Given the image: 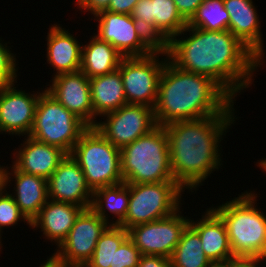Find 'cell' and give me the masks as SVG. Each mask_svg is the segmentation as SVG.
I'll return each instance as SVG.
<instances>
[{
	"label": "cell",
	"instance_id": "6da1fadb",
	"mask_svg": "<svg viewBox=\"0 0 266 267\" xmlns=\"http://www.w3.org/2000/svg\"><path fill=\"white\" fill-rule=\"evenodd\" d=\"M186 32L191 36L177 38ZM164 48L178 68L213 79L234 100L250 87L254 71L262 64L229 30L207 31L187 25Z\"/></svg>",
	"mask_w": 266,
	"mask_h": 267
},
{
	"label": "cell",
	"instance_id": "7a4b0ae2",
	"mask_svg": "<svg viewBox=\"0 0 266 267\" xmlns=\"http://www.w3.org/2000/svg\"><path fill=\"white\" fill-rule=\"evenodd\" d=\"M234 110L227 115H212L164 126L173 178L183 189L193 192L203 185L201 183L212 171L220 168L219 144L226 134L224 131L234 124Z\"/></svg>",
	"mask_w": 266,
	"mask_h": 267
},
{
	"label": "cell",
	"instance_id": "3957f363",
	"mask_svg": "<svg viewBox=\"0 0 266 267\" xmlns=\"http://www.w3.org/2000/svg\"><path fill=\"white\" fill-rule=\"evenodd\" d=\"M234 100L211 78L178 68L169 59L161 72L154 107L157 125L227 115Z\"/></svg>",
	"mask_w": 266,
	"mask_h": 267
},
{
	"label": "cell",
	"instance_id": "277c9868",
	"mask_svg": "<svg viewBox=\"0 0 266 267\" xmlns=\"http://www.w3.org/2000/svg\"><path fill=\"white\" fill-rule=\"evenodd\" d=\"M211 207L223 220L235 258H260L266 249V215L255 205L254 192H244Z\"/></svg>",
	"mask_w": 266,
	"mask_h": 267
},
{
	"label": "cell",
	"instance_id": "5b68a950",
	"mask_svg": "<svg viewBox=\"0 0 266 267\" xmlns=\"http://www.w3.org/2000/svg\"><path fill=\"white\" fill-rule=\"evenodd\" d=\"M120 153L122 178L126 184L175 182L164 126L157 125L121 148Z\"/></svg>",
	"mask_w": 266,
	"mask_h": 267
},
{
	"label": "cell",
	"instance_id": "8992f818",
	"mask_svg": "<svg viewBox=\"0 0 266 267\" xmlns=\"http://www.w3.org/2000/svg\"><path fill=\"white\" fill-rule=\"evenodd\" d=\"M70 156L82 169L92 191L124 182L120 149L94 127H89L81 135Z\"/></svg>",
	"mask_w": 266,
	"mask_h": 267
},
{
	"label": "cell",
	"instance_id": "52a82bcc",
	"mask_svg": "<svg viewBox=\"0 0 266 267\" xmlns=\"http://www.w3.org/2000/svg\"><path fill=\"white\" fill-rule=\"evenodd\" d=\"M88 128L84 121L67 110L45 89L40 93L29 136L70 155L74 145Z\"/></svg>",
	"mask_w": 266,
	"mask_h": 267
},
{
	"label": "cell",
	"instance_id": "ba28073f",
	"mask_svg": "<svg viewBox=\"0 0 266 267\" xmlns=\"http://www.w3.org/2000/svg\"><path fill=\"white\" fill-rule=\"evenodd\" d=\"M177 182L129 184V204L119 226H132L159 220L180 210L181 192Z\"/></svg>",
	"mask_w": 266,
	"mask_h": 267
},
{
	"label": "cell",
	"instance_id": "9c48e42d",
	"mask_svg": "<svg viewBox=\"0 0 266 267\" xmlns=\"http://www.w3.org/2000/svg\"><path fill=\"white\" fill-rule=\"evenodd\" d=\"M158 54H164L166 59L159 61ZM168 59L165 48L159 47L148 56L121 60L118 70L121 73L127 104L155 107L161 72Z\"/></svg>",
	"mask_w": 266,
	"mask_h": 267
},
{
	"label": "cell",
	"instance_id": "30bf717a",
	"mask_svg": "<svg viewBox=\"0 0 266 267\" xmlns=\"http://www.w3.org/2000/svg\"><path fill=\"white\" fill-rule=\"evenodd\" d=\"M94 17L99 23L96 36L110 43L124 58L148 56L159 48L131 15L103 10Z\"/></svg>",
	"mask_w": 266,
	"mask_h": 267
},
{
	"label": "cell",
	"instance_id": "8fae6325",
	"mask_svg": "<svg viewBox=\"0 0 266 267\" xmlns=\"http://www.w3.org/2000/svg\"><path fill=\"white\" fill-rule=\"evenodd\" d=\"M103 116L106 117V121H97L94 128L119 149L157 126L154 108L146 105L125 104L101 117Z\"/></svg>",
	"mask_w": 266,
	"mask_h": 267
},
{
	"label": "cell",
	"instance_id": "7c38bea8",
	"mask_svg": "<svg viewBox=\"0 0 266 267\" xmlns=\"http://www.w3.org/2000/svg\"><path fill=\"white\" fill-rule=\"evenodd\" d=\"M111 225L102 220L91 208L84 209L65 240L52 254L68 267H84L91 259L99 237Z\"/></svg>",
	"mask_w": 266,
	"mask_h": 267
},
{
	"label": "cell",
	"instance_id": "4fadbf2b",
	"mask_svg": "<svg viewBox=\"0 0 266 267\" xmlns=\"http://www.w3.org/2000/svg\"><path fill=\"white\" fill-rule=\"evenodd\" d=\"M177 210L172 215L128 229L129 238L142 255H159L170 258L190 219Z\"/></svg>",
	"mask_w": 266,
	"mask_h": 267
},
{
	"label": "cell",
	"instance_id": "5bb4252c",
	"mask_svg": "<svg viewBox=\"0 0 266 267\" xmlns=\"http://www.w3.org/2000/svg\"><path fill=\"white\" fill-rule=\"evenodd\" d=\"M14 86L12 83L0 87V133L28 136L40 92L28 94Z\"/></svg>",
	"mask_w": 266,
	"mask_h": 267
},
{
	"label": "cell",
	"instance_id": "9a60e30c",
	"mask_svg": "<svg viewBox=\"0 0 266 267\" xmlns=\"http://www.w3.org/2000/svg\"><path fill=\"white\" fill-rule=\"evenodd\" d=\"M48 199L90 208L93 191L87 185L85 176L78 163L70 156L59 163L47 179Z\"/></svg>",
	"mask_w": 266,
	"mask_h": 267
},
{
	"label": "cell",
	"instance_id": "2e32d148",
	"mask_svg": "<svg viewBox=\"0 0 266 267\" xmlns=\"http://www.w3.org/2000/svg\"><path fill=\"white\" fill-rule=\"evenodd\" d=\"M45 89L67 110L93 127V106L89 78L82 72L63 73L52 78Z\"/></svg>",
	"mask_w": 266,
	"mask_h": 267
},
{
	"label": "cell",
	"instance_id": "e0dca14e",
	"mask_svg": "<svg viewBox=\"0 0 266 267\" xmlns=\"http://www.w3.org/2000/svg\"><path fill=\"white\" fill-rule=\"evenodd\" d=\"M230 21L228 30L263 61V39L259 15L252 0H223Z\"/></svg>",
	"mask_w": 266,
	"mask_h": 267
},
{
	"label": "cell",
	"instance_id": "ac0fdd59",
	"mask_svg": "<svg viewBox=\"0 0 266 267\" xmlns=\"http://www.w3.org/2000/svg\"><path fill=\"white\" fill-rule=\"evenodd\" d=\"M21 145L22 147L13 153V165L23 173L40 176L46 180L67 155L60 148L45 144L29 135Z\"/></svg>",
	"mask_w": 266,
	"mask_h": 267
},
{
	"label": "cell",
	"instance_id": "d6986e66",
	"mask_svg": "<svg viewBox=\"0 0 266 267\" xmlns=\"http://www.w3.org/2000/svg\"><path fill=\"white\" fill-rule=\"evenodd\" d=\"M84 209L75 204L48 199L30 223V227H40L46 239L59 247Z\"/></svg>",
	"mask_w": 266,
	"mask_h": 267
},
{
	"label": "cell",
	"instance_id": "ffe728a7",
	"mask_svg": "<svg viewBox=\"0 0 266 267\" xmlns=\"http://www.w3.org/2000/svg\"><path fill=\"white\" fill-rule=\"evenodd\" d=\"M47 63L56 70L55 75L80 71L82 46L74 35L60 24L52 25L47 33Z\"/></svg>",
	"mask_w": 266,
	"mask_h": 267
},
{
	"label": "cell",
	"instance_id": "44dd1931",
	"mask_svg": "<svg viewBox=\"0 0 266 267\" xmlns=\"http://www.w3.org/2000/svg\"><path fill=\"white\" fill-rule=\"evenodd\" d=\"M203 215L198 222L190 219L189 225L199 234L205 255L211 262L235 259L221 217L212 208Z\"/></svg>",
	"mask_w": 266,
	"mask_h": 267
},
{
	"label": "cell",
	"instance_id": "7402d4cb",
	"mask_svg": "<svg viewBox=\"0 0 266 267\" xmlns=\"http://www.w3.org/2000/svg\"><path fill=\"white\" fill-rule=\"evenodd\" d=\"M11 168V172L8 173V184H11V175L15 179V192L11 196L20 212L31 223L48 201L47 180L40 176L23 173L14 165Z\"/></svg>",
	"mask_w": 266,
	"mask_h": 267
},
{
	"label": "cell",
	"instance_id": "603a6c76",
	"mask_svg": "<svg viewBox=\"0 0 266 267\" xmlns=\"http://www.w3.org/2000/svg\"><path fill=\"white\" fill-rule=\"evenodd\" d=\"M93 106V127L96 116L115 111L127 104L121 73L117 69L112 73L89 78Z\"/></svg>",
	"mask_w": 266,
	"mask_h": 267
},
{
	"label": "cell",
	"instance_id": "cb8c5ba5",
	"mask_svg": "<svg viewBox=\"0 0 266 267\" xmlns=\"http://www.w3.org/2000/svg\"><path fill=\"white\" fill-rule=\"evenodd\" d=\"M124 57L108 42L94 36L85 46L82 45L81 67L88 78L109 74L119 68Z\"/></svg>",
	"mask_w": 266,
	"mask_h": 267
},
{
	"label": "cell",
	"instance_id": "d4e9b609",
	"mask_svg": "<svg viewBox=\"0 0 266 267\" xmlns=\"http://www.w3.org/2000/svg\"><path fill=\"white\" fill-rule=\"evenodd\" d=\"M153 41L164 47L187 26L173 0H152Z\"/></svg>",
	"mask_w": 266,
	"mask_h": 267
},
{
	"label": "cell",
	"instance_id": "484cf974",
	"mask_svg": "<svg viewBox=\"0 0 266 267\" xmlns=\"http://www.w3.org/2000/svg\"><path fill=\"white\" fill-rule=\"evenodd\" d=\"M129 204V184H120L101 187L93 191L91 209L109 223L108 210L115 215L117 220L111 225H119L125 218ZM107 209V210H106Z\"/></svg>",
	"mask_w": 266,
	"mask_h": 267
},
{
	"label": "cell",
	"instance_id": "4316f807",
	"mask_svg": "<svg viewBox=\"0 0 266 267\" xmlns=\"http://www.w3.org/2000/svg\"><path fill=\"white\" fill-rule=\"evenodd\" d=\"M172 267H209L199 234L188 224L170 257Z\"/></svg>",
	"mask_w": 266,
	"mask_h": 267
},
{
	"label": "cell",
	"instance_id": "83f0119b",
	"mask_svg": "<svg viewBox=\"0 0 266 267\" xmlns=\"http://www.w3.org/2000/svg\"><path fill=\"white\" fill-rule=\"evenodd\" d=\"M128 237V230L119 225H109L99 237L93 255L84 267H113L114 252Z\"/></svg>",
	"mask_w": 266,
	"mask_h": 267
},
{
	"label": "cell",
	"instance_id": "f1b7e54d",
	"mask_svg": "<svg viewBox=\"0 0 266 267\" xmlns=\"http://www.w3.org/2000/svg\"><path fill=\"white\" fill-rule=\"evenodd\" d=\"M229 21L223 0H204L187 25L207 31H220L228 30Z\"/></svg>",
	"mask_w": 266,
	"mask_h": 267
},
{
	"label": "cell",
	"instance_id": "f546056e",
	"mask_svg": "<svg viewBox=\"0 0 266 267\" xmlns=\"http://www.w3.org/2000/svg\"><path fill=\"white\" fill-rule=\"evenodd\" d=\"M20 219L24 220L30 227V222L20 212L11 194L6 191V193L0 195V229L3 230V227L13 226Z\"/></svg>",
	"mask_w": 266,
	"mask_h": 267
},
{
	"label": "cell",
	"instance_id": "4dcf8cb0",
	"mask_svg": "<svg viewBox=\"0 0 266 267\" xmlns=\"http://www.w3.org/2000/svg\"><path fill=\"white\" fill-rule=\"evenodd\" d=\"M0 39V87L17 82L16 55Z\"/></svg>",
	"mask_w": 266,
	"mask_h": 267
},
{
	"label": "cell",
	"instance_id": "1f68e13d",
	"mask_svg": "<svg viewBox=\"0 0 266 267\" xmlns=\"http://www.w3.org/2000/svg\"><path fill=\"white\" fill-rule=\"evenodd\" d=\"M142 254L128 237L114 252L113 267H138Z\"/></svg>",
	"mask_w": 266,
	"mask_h": 267
},
{
	"label": "cell",
	"instance_id": "d6a6232c",
	"mask_svg": "<svg viewBox=\"0 0 266 267\" xmlns=\"http://www.w3.org/2000/svg\"><path fill=\"white\" fill-rule=\"evenodd\" d=\"M130 15L153 40L152 0H139Z\"/></svg>",
	"mask_w": 266,
	"mask_h": 267
},
{
	"label": "cell",
	"instance_id": "836d02e7",
	"mask_svg": "<svg viewBox=\"0 0 266 267\" xmlns=\"http://www.w3.org/2000/svg\"><path fill=\"white\" fill-rule=\"evenodd\" d=\"M182 18L188 23L204 0H173Z\"/></svg>",
	"mask_w": 266,
	"mask_h": 267
},
{
	"label": "cell",
	"instance_id": "e575fe53",
	"mask_svg": "<svg viewBox=\"0 0 266 267\" xmlns=\"http://www.w3.org/2000/svg\"><path fill=\"white\" fill-rule=\"evenodd\" d=\"M111 0H78L76 5L79 9L90 11L91 14L96 15L97 13L106 10Z\"/></svg>",
	"mask_w": 266,
	"mask_h": 267
},
{
	"label": "cell",
	"instance_id": "d590c367",
	"mask_svg": "<svg viewBox=\"0 0 266 267\" xmlns=\"http://www.w3.org/2000/svg\"><path fill=\"white\" fill-rule=\"evenodd\" d=\"M138 1L139 0H111L106 10L112 13L130 15Z\"/></svg>",
	"mask_w": 266,
	"mask_h": 267
},
{
	"label": "cell",
	"instance_id": "8d00e7d4",
	"mask_svg": "<svg viewBox=\"0 0 266 267\" xmlns=\"http://www.w3.org/2000/svg\"><path fill=\"white\" fill-rule=\"evenodd\" d=\"M138 267H172L170 258L159 255H142Z\"/></svg>",
	"mask_w": 266,
	"mask_h": 267
},
{
	"label": "cell",
	"instance_id": "74e56055",
	"mask_svg": "<svg viewBox=\"0 0 266 267\" xmlns=\"http://www.w3.org/2000/svg\"><path fill=\"white\" fill-rule=\"evenodd\" d=\"M261 262L260 258H235V267H260Z\"/></svg>",
	"mask_w": 266,
	"mask_h": 267
},
{
	"label": "cell",
	"instance_id": "f35d334b",
	"mask_svg": "<svg viewBox=\"0 0 266 267\" xmlns=\"http://www.w3.org/2000/svg\"><path fill=\"white\" fill-rule=\"evenodd\" d=\"M7 166H2L0 165V195L6 193V188L8 185V173L9 171L7 170ZM4 190V191H3Z\"/></svg>",
	"mask_w": 266,
	"mask_h": 267
},
{
	"label": "cell",
	"instance_id": "ab89813d",
	"mask_svg": "<svg viewBox=\"0 0 266 267\" xmlns=\"http://www.w3.org/2000/svg\"><path fill=\"white\" fill-rule=\"evenodd\" d=\"M46 261L47 262L41 265V267H68L61 261L57 260L53 255L50 258H48Z\"/></svg>",
	"mask_w": 266,
	"mask_h": 267
},
{
	"label": "cell",
	"instance_id": "60d3db41",
	"mask_svg": "<svg viewBox=\"0 0 266 267\" xmlns=\"http://www.w3.org/2000/svg\"><path fill=\"white\" fill-rule=\"evenodd\" d=\"M209 267H235V259L222 262H212Z\"/></svg>",
	"mask_w": 266,
	"mask_h": 267
},
{
	"label": "cell",
	"instance_id": "b9f144b4",
	"mask_svg": "<svg viewBox=\"0 0 266 267\" xmlns=\"http://www.w3.org/2000/svg\"><path fill=\"white\" fill-rule=\"evenodd\" d=\"M257 166H259L263 171L266 172V159L260 160Z\"/></svg>",
	"mask_w": 266,
	"mask_h": 267
},
{
	"label": "cell",
	"instance_id": "7bdbcfd3",
	"mask_svg": "<svg viewBox=\"0 0 266 267\" xmlns=\"http://www.w3.org/2000/svg\"><path fill=\"white\" fill-rule=\"evenodd\" d=\"M260 259L262 260V261H264V262H262V263H266V249H265V251H264V253L262 254V256L260 257Z\"/></svg>",
	"mask_w": 266,
	"mask_h": 267
},
{
	"label": "cell",
	"instance_id": "ee69618b",
	"mask_svg": "<svg viewBox=\"0 0 266 267\" xmlns=\"http://www.w3.org/2000/svg\"><path fill=\"white\" fill-rule=\"evenodd\" d=\"M1 231H2V230L0 229V241H1V235H2V234H1ZM1 246H2V244H1V242H0V249L2 248Z\"/></svg>",
	"mask_w": 266,
	"mask_h": 267
}]
</instances>
